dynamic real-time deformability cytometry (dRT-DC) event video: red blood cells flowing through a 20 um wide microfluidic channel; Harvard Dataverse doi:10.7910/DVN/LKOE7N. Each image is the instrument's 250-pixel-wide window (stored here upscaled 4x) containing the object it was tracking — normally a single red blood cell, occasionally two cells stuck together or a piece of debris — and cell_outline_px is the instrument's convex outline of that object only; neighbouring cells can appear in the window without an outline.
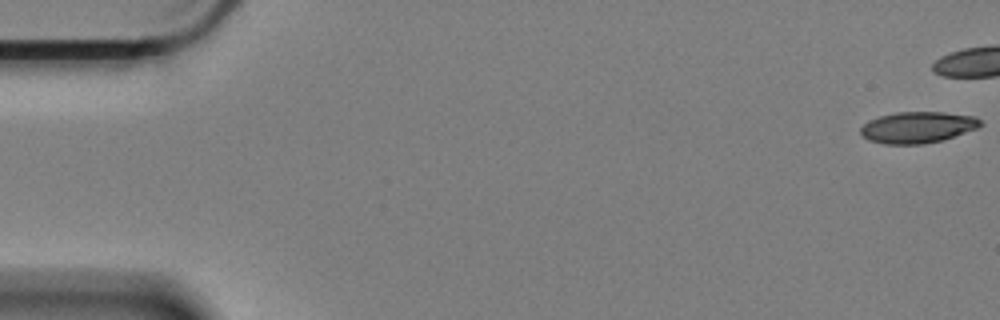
{"species": "Egyptian fruit bat (a non-hibernating species)", "species_latin": "Rousettus aegyptiacus", "temperature_condition": "cold", "stored_images_in_passage": 47, "camera_frame_rate_fps": 3000, "um_per_image_px": 0.085, "animal": {"sex": "female"}, "frame": {"image": 1, "passage_image": 1, "time_ms": 0.0, "image_size_px": [1000, 320], "cell_outline_px": [[984, 124], [976, 128], [940, 140], [924, 144], [884, 144], [868, 140], [860, 132], [860, 128], [868, 120], [880, 116], [896, 112], [944, 112], [976, 116]], "centroid_in_image_um": [77.98, 10.81], "position_along_channel_um": 7.0, "area_um2": 21.73}}
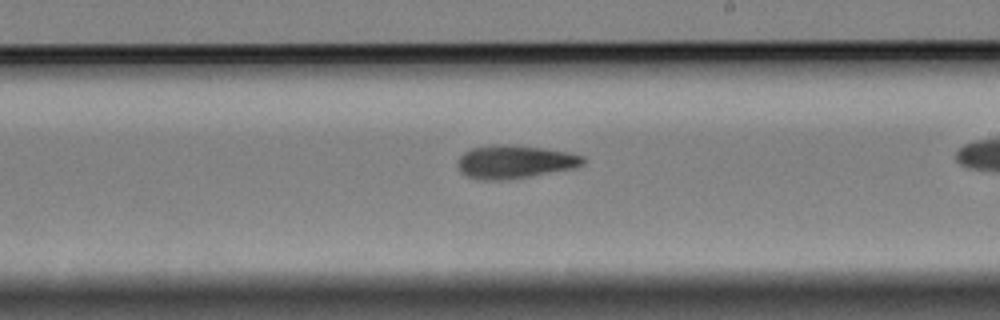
{"frame": {"image": 2, "passage_image": 35, "time_ms": 11.333, "image_size_px": [1000, 320], "cell_outline_px": [[584, 164], [572, 168], [528, 176], [500, 180], [476, 180], [464, 176], [460, 172], [456, 164], [456, 160], [464, 152], [472, 148], [492, 144], [508, 144], [544, 148], [568, 152], [584, 156]], "centroid_in_image_um": [43.67, 13.75], "position_along_channel_um": 245.3, "area_um2": 24.39}}
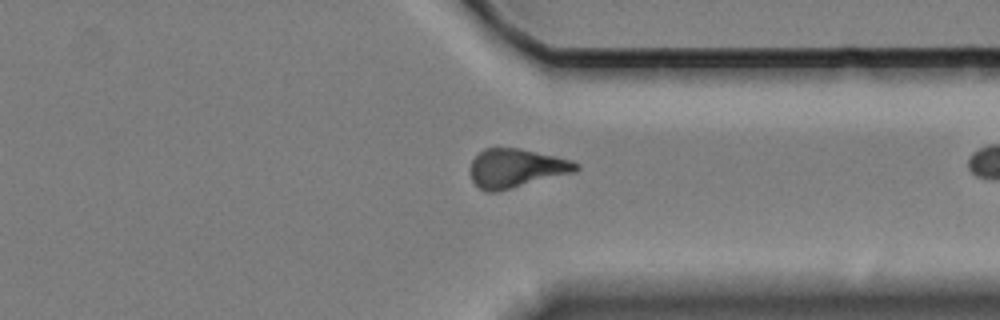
{"frame": {"image": 3, "passage_image": 46, "time_ms": 15.0, "image_size_px": [1000, 320], "cell_outline_px": [[580, 168], [576, 172], [496, 192], [484, 192], [472, 180], [472, 160], [484, 148], [520, 148], [556, 156], [572, 160], [580, 164]], "centroid_in_image_um": [43.93, 14.29], "position_along_channel_um": 367.5, "area_um2": 23.87}}